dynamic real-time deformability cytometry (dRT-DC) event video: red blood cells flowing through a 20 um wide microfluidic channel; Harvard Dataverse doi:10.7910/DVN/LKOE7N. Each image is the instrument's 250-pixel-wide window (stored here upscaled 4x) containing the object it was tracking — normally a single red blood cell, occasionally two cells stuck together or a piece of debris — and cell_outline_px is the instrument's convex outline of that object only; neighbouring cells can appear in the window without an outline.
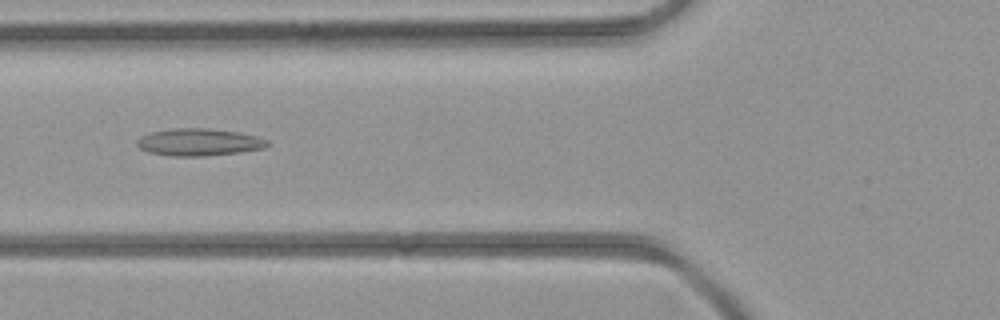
{"species": "common noctule bat (a hibernating species)", "species_latin": "Nyctalus noctula", "temperature_condition": "room temperature", "stored_images_in_passage": 43, "camera_frame_rate_fps": 3000, "um_per_image_px": 0.085, "animal": {"sex": "female", "body_mass_g": 21.9}, "frame": {"image": 1, "passage_image": 17, "time_ms": 5.333, "image_size_px": [1000, 320], "cell_outline_px": [[272, 144], [264, 148], [240, 152], [204, 156], [168, 156], [148, 152], [140, 148], [136, 144], [136, 140], [140, 136], [152, 132], [176, 128], [208, 128], [236, 132], [256, 136], [268, 140]], "centroid_in_image_um": [16.91, 12.09], "position_along_channel_um": 108.9, "area_um2": 20.75}}
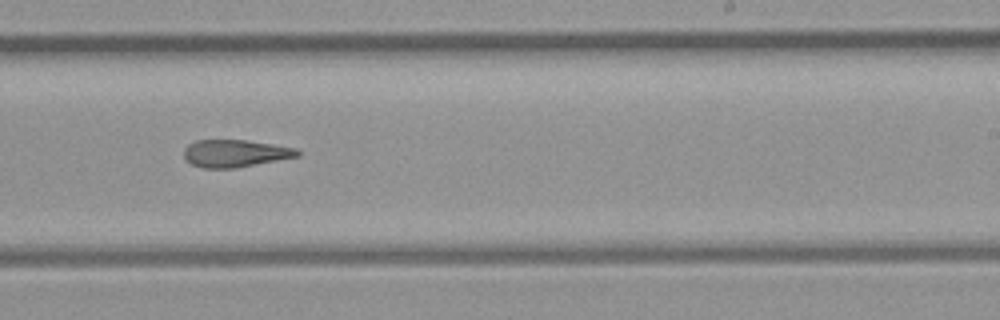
{"frame": {"image": 2, "passage_image": 27, "time_ms": 8.667, "image_size_px": [1000, 320], "cell_outline_px": [[300, 156], [236, 168], [200, 168], [192, 164], [184, 156], [184, 148], [188, 144], [196, 140], [244, 140], [272, 144], [296, 148], [300, 152]], "centroid_in_image_um": [19.98, 13.04], "position_along_channel_um": 269.0, "area_um2": 18.09}}
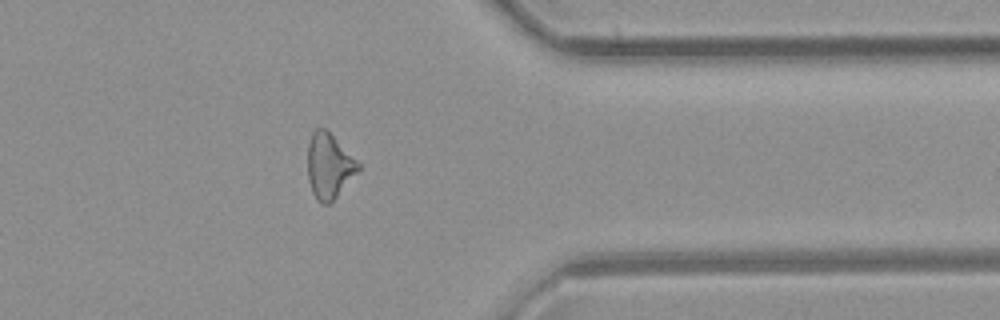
{"frame": {"image": 3, "passage_image": 35, "time_ms": 11.333, "image_size_px": [1000, 320], "cell_outline_px": [[360, 168], [332, 204], [320, 204], [316, 200], [312, 192], [308, 180], [308, 144], [312, 132], [316, 128], [324, 128], [360, 164]], "centroid_in_image_um": [27.95, 14.17], "position_along_channel_um": 383.5, "area_um2": 19.07}}